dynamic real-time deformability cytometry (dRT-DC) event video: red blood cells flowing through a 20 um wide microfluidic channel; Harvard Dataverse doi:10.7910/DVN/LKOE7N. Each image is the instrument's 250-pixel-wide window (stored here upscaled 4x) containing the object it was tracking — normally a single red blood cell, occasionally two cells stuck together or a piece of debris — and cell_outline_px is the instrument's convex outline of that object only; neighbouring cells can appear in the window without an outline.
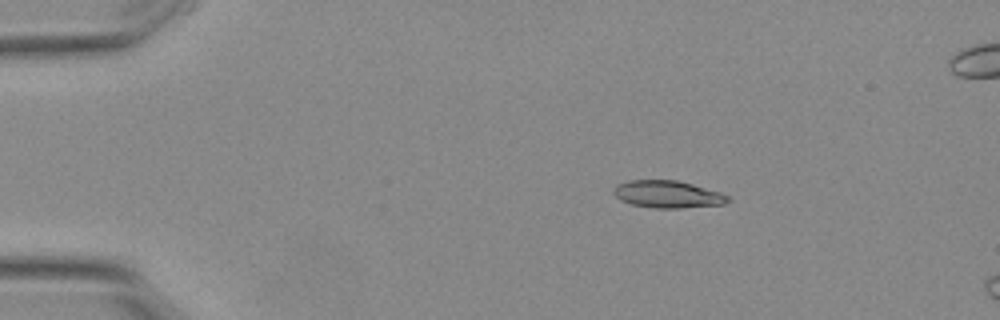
{"species": "Egyptian fruit bat (a non-hibernating species)", "species_latin": "Rousettus aegyptiacus", "temperature_condition": "warm", "stored_images_in_passage": 5, "camera_frame_rate_fps": 3000, "um_per_image_px": 0.085, "animal": {"sex": "female"}, "frame": {"image": 1, "passage_image": 2, "time_ms": 0.333, "image_size_px": [1000, 320], "cell_outline_px": [[732, 200], [724, 204], [680, 208], [652, 208], [632, 204], [620, 200], [612, 192], [612, 188], [616, 184], [628, 180], [676, 180], [692, 184], [720, 192], [728, 196]], "centroid_in_image_um": [56.72, 16.51], "position_along_channel_um": 28.3, "area_um2": 18.26}}